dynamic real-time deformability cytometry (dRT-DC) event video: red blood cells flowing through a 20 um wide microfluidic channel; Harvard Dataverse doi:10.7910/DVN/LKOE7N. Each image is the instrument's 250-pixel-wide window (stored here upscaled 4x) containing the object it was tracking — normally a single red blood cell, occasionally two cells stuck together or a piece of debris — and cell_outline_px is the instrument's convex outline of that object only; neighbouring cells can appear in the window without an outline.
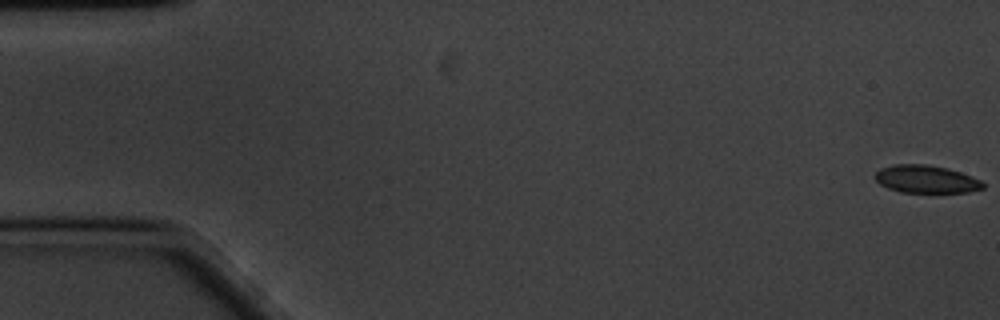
{"species": "common noctule bat (a hibernating species)", "species_latin": "Nyctalus noctula", "temperature_condition": "cold", "stored_images_in_passage": 61, "camera_frame_rate_fps": 3000, "um_per_image_px": 0.085, "animal": {"sex": "male", "body_mass_g": 20.1, "forearm_length_mm": 53.5}, "frame": {"image": 1, "passage_image": 1, "time_ms": 0.0, "image_size_px": [1000, 320], "cell_outline_px": [[984, 188], [968, 192], [900, 192], [888, 188], [880, 184], [876, 180], [876, 172], [880, 168], [892, 164], [928, 164], [948, 168], [972, 176], [980, 180], [984, 184]], "centroid_in_image_um": [78.72, 15.22], "position_along_channel_um": 6.3, "area_um2": 17.46}}
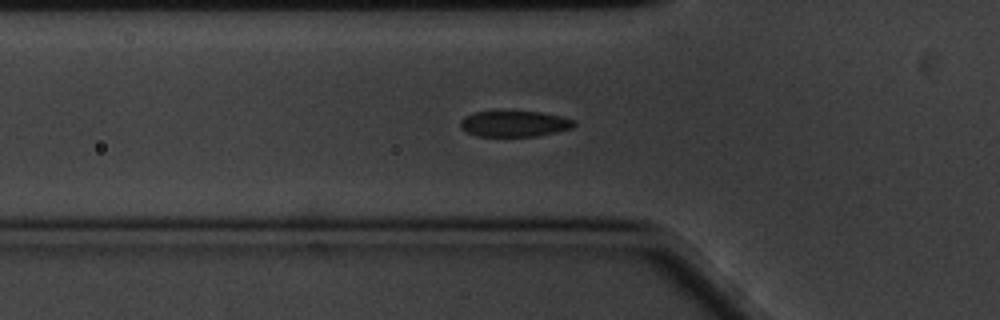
{"frame": {"image": 2, "passage_image": 20, "time_ms": 6.333, "image_size_px": [1000, 320], "cell_outline_px": [[576, 124], [572, 128], [556, 132], [536, 136], [476, 136], [460, 128], [460, 120], [464, 116], [472, 112], [540, 112], [560, 116], [576, 120]], "centroid_in_image_um": [43.72, 10.52], "position_along_channel_um": 82.1, "area_um2": 17.11}}
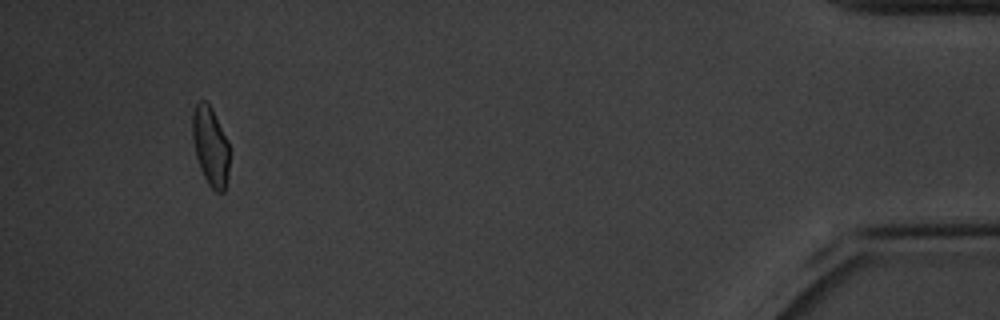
{"frame": {"image": 3, "passage_image": 56, "time_ms": 18.333, "image_size_px": [1000, 320], "cell_outline_px": [[228, 176], [224, 192], [216, 192], [208, 184], [200, 168], [196, 156], [192, 140], [192, 116], [196, 104], [200, 100], [204, 100], [212, 108], [228, 140]], "centroid_in_image_um": [17.88, 12.42], "position_along_channel_um": 417.3, "area_um2": 17.05}, "authors_computed_cell_mechanics": {"area_um2": 17.918, "velocity_mm_per_s": 3.3817, "shape_relaxation_time_tau1_ms": 2.4208, "shape_relaxation_time_tau2_ms": 1.3206, "deformation_change_tau1": 0.1119, "deformation_change_tau2": 0.0709}}